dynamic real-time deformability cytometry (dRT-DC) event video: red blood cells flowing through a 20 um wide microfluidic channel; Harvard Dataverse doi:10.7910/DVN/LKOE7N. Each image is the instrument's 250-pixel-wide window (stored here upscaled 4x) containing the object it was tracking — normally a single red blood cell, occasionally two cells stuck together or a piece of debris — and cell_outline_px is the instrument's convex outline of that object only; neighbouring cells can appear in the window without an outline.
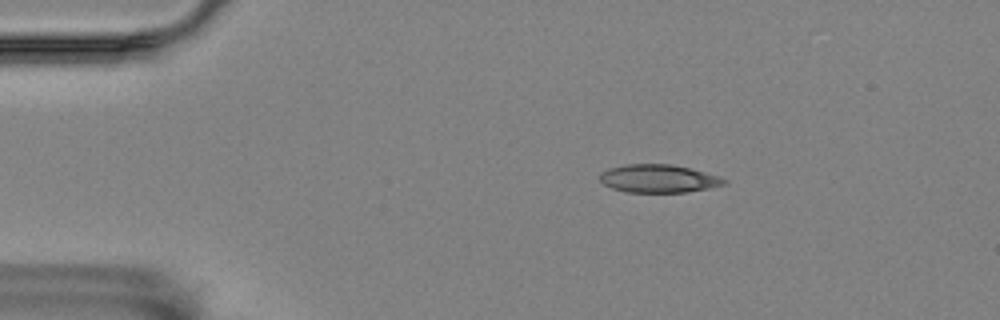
{"species": "Egyptian fruit bat (a non-hibernating species)", "species_latin": "Rousettus aegyptiacus", "temperature_condition": "room temperature", "stored_images_in_passage": 56, "camera_frame_rate_fps": 3000, "um_per_image_px": 0.085, "animal": {"sex": "female"}, "frame": {"image": 1, "passage_image": 9, "time_ms": 2.667, "image_size_px": [1000, 320], "cell_outline_px": [[728, 184], [688, 192], [628, 192], [612, 188], [604, 184], [600, 180], [600, 172], [608, 168], [624, 164], [672, 164], [692, 168], [720, 176], [728, 180]], "centroid_in_image_um": [56.01, 15.17], "position_along_channel_um": 29.0, "area_um2": 20.58}}
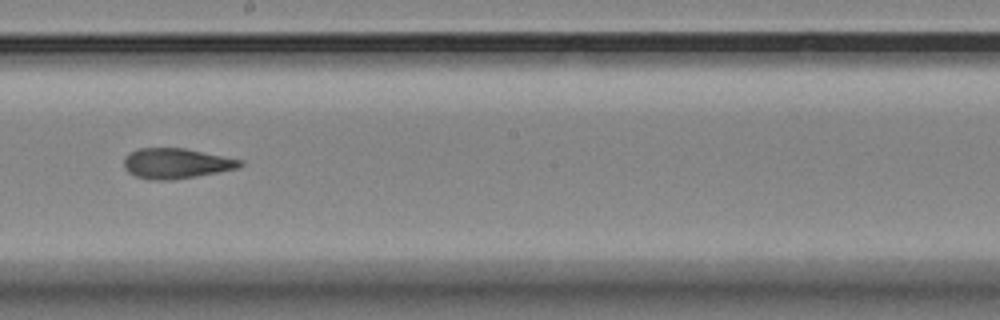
{"frame": {"image": 2, "passage_image": 31, "time_ms": 10.0, "image_size_px": [1000, 320], "cell_outline_px": [[244, 164], [236, 168], [196, 176], [172, 180], [152, 180], [136, 176], [128, 172], [124, 168], [124, 156], [128, 152], [136, 148], [184, 148], [244, 160]], "centroid_in_image_um": [14.93, 13.88], "position_along_channel_um": 233.3, "area_um2": 20.52}}
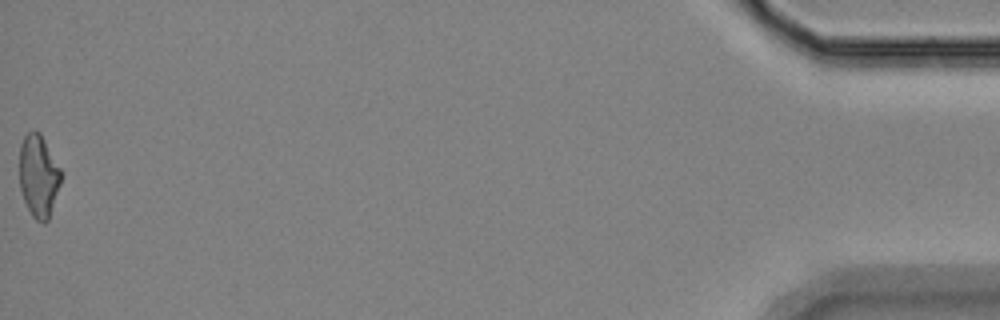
{"frame": {"image": 3, "passage_image": 56, "time_ms": 18.333, "image_size_px": [1000, 320], "cell_outline_px": [[64, 172], [48, 220], [44, 224], [36, 220], [32, 216], [24, 200], [20, 188], [20, 144], [24, 136], [32, 128], [40, 132]], "centroid_in_image_um": [3.3, 14.91], "position_along_channel_um": 431.9, "area_um2": 20.29}, "authors_computed_cell_mechanics": {"area_um2": 20.4901, "velocity_mm_per_s": 3.5184, "shape_relaxation_time_tau1_ms": null, "shape_relaxation_time_tau2_ms": 2.3277, "deformation_change_tau1": null, "deformation_change_tau2": 0.1139}}